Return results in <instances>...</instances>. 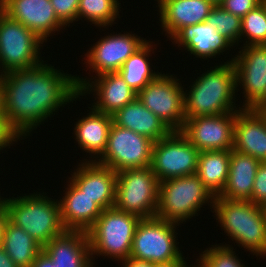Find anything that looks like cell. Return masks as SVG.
I'll list each match as a JSON object with an SVG mask.
<instances>
[{"label":"cell","mask_w":266,"mask_h":267,"mask_svg":"<svg viewBox=\"0 0 266 267\" xmlns=\"http://www.w3.org/2000/svg\"><path fill=\"white\" fill-rule=\"evenodd\" d=\"M240 39L247 37L243 46L266 44V0L241 18Z\"/></svg>","instance_id":"4dcf8cb0"},{"label":"cell","mask_w":266,"mask_h":267,"mask_svg":"<svg viewBox=\"0 0 266 267\" xmlns=\"http://www.w3.org/2000/svg\"><path fill=\"white\" fill-rule=\"evenodd\" d=\"M90 111L85 117L75 123L74 134L78 147L89 153L92 159L85 161H96L100 158L106 147L110 128L113 124V116L96 111L89 107ZM93 154V155H92ZM94 159V160H93Z\"/></svg>","instance_id":"cb8c5ba5"},{"label":"cell","mask_w":266,"mask_h":267,"mask_svg":"<svg viewBox=\"0 0 266 267\" xmlns=\"http://www.w3.org/2000/svg\"><path fill=\"white\" fill-rule=\"evenodd\" d=\"M4 1H6V0H0V6H1V4H2Z\"/></svg>","instance_id":"f6af8a7d"},{"label":"cell","mask_w":266,"mask_h":267,"mask_svg":"<svg viewBox=\"0 0 266 267\" xmlns=\"http://www.w3.org/2000/svg\"><path fill=\"white\" fill-rule=\"evenodd\" d=\"M147 40L140 36L126 32L112 33L99 39L84 55L86 67L96 76L108 72H117L123 63L137 51Z\"/></svg>","instance_id":"9a60e30c"},{"label":"cell","mask_w":266,"mask_h":267,"mask_svg":"<svg viewBox=\"0 0 266 267\" xmlns=\"http://www.w3.org/2000/svg\"><path fill=\"white\" fill-rule=\"evenodd\" d=\"M210 209L224 233L239 247L253 255L266 256V221L261 205L216 196Z\"/></svg>","instance_id":"3957f363"},{"label":"cell","mask_w":266,"mask_h":267,"mask_svg":"<svg viewBox=\"0 0 266 267\" xmlns=\"http://www.w3.org/2000/svg\"><path fill=\"white\" fill-rule=\"evenodd\" d=\"M250 201L261 206L266 202V161L259 164Z\"/></svg>","instance_id":"e575fe53"},{"label":"cell","mask_w":266,"mask_h":267,"mask_svg":"<svg viewBox=\"0 0 266 267\" xmlns=\"http://www.w3.org/2000/svg\"><path fill=\"white\" fill-rule=\"evenodd\" d=\"M64 196L59 200L60 217L66 231L88 232L102 213V209L68 180ZM70 183V184H69Z\"/></svg>","instance_id":"7402d4cb"},{"label":"cell","mask_w":266,"mask_h":267,"mask_svg":"<svg viewBox=\"0 0 266 267\" xmlns=\"http://www.w3.org/2000/svg\"><path fill=\"white\" fill-rule=\"evenodd\" d=\"M213 247L206 248L200 254L199 258L196 260L197 267H247L241 263L235 251H233L232 245H211Z\"/></svg>","instance_id":"d6a6232c"},{"label":"cell","mask_w":266,"mask_h":267,"mask_svg":"<svg viewBox=\"0 0 266 267\" xmlns=\"http://www.w3.org/2000/svg\"><path fill=\"white\" fill-rule=\"evenodd\" d=\"M141 218L113 208L105 209L87 232L92 261L104 256L121 261L130 257L132 241ZM95 255V256H94Z\"/></svg>","instance_id":"8992f818"},{"label":"cell","mask_w":266,"mask_h":267,"mask_svg":"<svg viewBox=\"0 0 266 267\" xmlns=\"http://www.w3.org/2000/svg\"><path fill=\"white\" fill-rule=\"evenodd\" d=\"M119 0H80L77 12L78 20H87L97 27H112L119 16ZM89 20V21H88Z\"/></svg>","instance_id":"f546056e"},{"label":"cell","mask_w":266,"mask_h":267,"mask_svg":"<svg viewBox=\"0 0 266 267\" xmlns=\"http://www.w3.org/2000/svg\"><path fill=\"white\" fill-rule=\"evenodd\" d=\"M159 183L150 166L117 172L114 208L141 219L156 217Z\"/></svg>","instance_id":"52a82bcc"},{"label":"cell","mask_w":266,"mask_h":267,"mask_svg":"<svg viewBox=\"0 0 266 267\" xmlns=\"http://www.w3.org/2000/svg\"><path fill=\"white\" fill-rule=\"evenodd\" d=\"M80 162L68 179L102 209L114 207L116 172L96 161Z\"/></svg>","instance_id":"ac0fdd59"},{"label":"cell","mask_w":266,"mask_h":267,"mask_svg":"<svg viewBox=\"0 0 266 267\" xmlns=\"http://www.w3.org/2000/svg\"><path fill=\"white\" fill-rule=\"evenodd\" d=\"M186 260H171L168 262L155 263L154 267H187Z\"/></svg>","instance_id":"b9f144b4"},{"label":"cell","mask_w":266,"mask_h":267,"mask_svg":"<svg viewBox=\"0 0 266 267\" xmlns=\"http://www.w3.org/2000/svg\"><path fill=\"white\" fill-rule=\"evenodd\" d=\"M263 1L264 0H223L220 7L233 15L243 18Z\"/></svg>","instance_id":"d590c367"},{"label":"cell","mask_w":266,"mask_h":267,"mask_svg":"<svg viewBox=\"0 0 266 267\" xmlns=\"http://www.w3.org/2000/svg\"><path fill=\"white\" fill-rule=\"evenodd\" d=\"M1 247L18 267H31L43 247L23 228L6 222Z\"/></svg>","instance_id":"83f0119b"},{"label":"cell","mask_w":266,"mask_h":267,"mask_svg":"<svg viewBox=\"0 0 266 267\" xmlns=\"http://www.w3.org/2000/svg\"><path fill=\"white\" fill-rule=\"evenodd\" d=\"M214 198L196 174L167 179L159 183L156 217L181 225L203 205L213 206Z\"/></svg>","instance_id":"5b68a950"},{"label":"cell","mask_w":266,"mask_h":267,"mask_svg":"<svg viewBox=\"0 0 266 267\" xmlns=\"http://www.w3.org/2000/svg\"><path fill=\"white\" fill-rule=\"evenodd\" d=\"M119 262L123 267H154L155 264L150 261L140 260L132 257L121 260Z\"/></svg>","instance_id":"f35d334b"},{"label":"cell","mask_w":266,"mask_h":267,"mask_svg":"<svg viewBox=\"0 0 266 267\" xmlns=\"http://www.w3.org/2000/svg\"><path fill=\"white\" fill-rule=\"evenodd\" d=\"M92 77L93 75L89 80V78H80L76 75V84L80 96L94 93V100H98L94 101L91 107L98 112L113 115L137 97V93L118 72H108Z\"/></svg>","instance_id":"2e32d148"},{"label":"cell","mask_w":266,"mask_h":267,"mask_svg":"<svg viewBox=\"0 0 266 267\" xmlns=\"http://www.w3.org/2000/svg\"><path fill=\"white\" fill-rule=\"evenodd\" d=\"M154 142L114 122L110 128L107 147L97 163L114 172L151 165Z\"/></svg>","instance_id":"7c38bea8"},{"label":"cell","mask_w":266,"mask_h":267,"mask_svg":"<svg viewBox=\"0 0 266 267\" xmlns=\"http://www.w3.org/2000/svg\"><path fill=\"white\" fill-rule=\"evenodd\" d=\"M233 149L266 161V109L237 111Z\"/></svg>","instance_id":"d6986e66"},{"label":"cell","mask_w":266,"mask_h":267,"mask_svg":"<svg viewBox=\"0 0 266 267\" xmlns=\"http://www.w3.org/2000/svg\"><path fill=\"white\" fill-rule=\"evenodd\" d=\"M171 40L173 44H178L180 49L182 47L190 52L189 54L206 60L215 58L220 53L223 55V52L234 46L206 22L183 27Z\"/></svg>","instance_id":"44dd1931"},{"label":"cell","mask_w":266,"mask_h":267,"mask_svg":"<svg viewBox=\"0 0 266 267\" xmlns=\"http://www.w3.org/2000/svg\"><path fill=\"white\" fill-rule=\"evenodd\" d=\"M231 150L201 151L196 175L204 186L216 197L224 190L229 172Z\"/></svg>","instance_id":"4316f807"},{"label":"cell","mask_w":266,"mask_h":267,"mask_svg":"<svg viewBox=\"0 0 266 267\" xmlns=\"http://www.w3.org/2000/svg\"><path fill=\"white\" fill-rule=\"evenodd\" d=\"M80 0H50L53 5L55 15L66 27L77 22V12Z\"/></svg>","instance_id":"836d02e7"},{"label":"cell","mask_w":266,"mask_h":267,"mask_svg":"<svg viewBox=\"0 0 266 267\" xmlns=\"http://www.w3.org/2000/svg\"><path fill=\"white\" fill-rule=\"evenodd\" d=\"M206 23L214 27L220 35L224 36L233 45L236 46L241 42V18L225 11L220 5L211 9Z\"/></svg>","instance_id":"1f68e13d"},{"label":"cell","mask_w":266,"mask_h":267,"mask_svg":"<svg viewBox=\"0 0 266 267\" xmlns=\"http://www.w3.org/2000/svg\"><path fill=\"white\" fill-rule=\"evenodd\" d=\"M264 216H265V221H266V202L262 205Z\"/></svg>","instance_id":"ee69618b"},{"label":"cell","mask_w":266,"mask_h":267,"mask_svg":"<svg viewBox=\"0 0 266 267\" xmlns=\"http://www.w3.org/2000/svg\"><path fill=\"white\" fill-rule=\"evenodd\" d=\"M237 111L186 118L181 132L200 152L231 150L234 143V125Z\"/></svg>","instance_id":"5bb4252c"},{"label":"cell","mask_w":266,"mask_h":267,"mask_svg":"<svg viewBox=\"0 0 266 267\" xmlns=\"http://www.w3.org/2000/svg\"><path fill=\"white\" fill-rule=\"evenodd\" d=\"M159 21L170 39L183 27L206 22L214 5L208 0H161Z\"/></svg>","instance_id":"ffe728a7"},{"label":"cell","mask_w":266,"mask_h":267,"mask_svg":"<svg viewBox=\"0 0 266 267\" xmlns=\"http://www.w3.org/2000/svg\"><path fill=\"white\" fill-rule=\"evenodd\" d=\"M7 221H8V214L6 207L0 201V247L2 244L3 232Z\"/></svg>","instance_id":"ab89813d"},{"label":"cell","mask_w":266,"mask_h":267,"mask_svg":"<svg viewBox=\"0 0 266 267\" xmlns=\"http://www.w3.org/2000/svg\"><path fill=\"white\" fill-rule=\"evenodd\" d=\"M231 60L236 85L243 88L242 109H266V45L243 46Z\"/></svg>","instance_id":"4fadbf2b"},{"label":"cell","mask_w":266,"mask_h":267,"mask_svg":"<svg viewBox=\"0 0 266 267\" xmlns=\"http://www.w3.org/2000/svg\"><path fill=\"white\" fill-rule=\"evenodd\" d=\"M173 75L160 73L137 94V98L171 131H181L186 120L184 87Z\"/></svg>","instance_id":"8fae6325"},{"label":"cell","mask_w":266,"mask_h":267,"mask_svg":"<svg viewBox=\"0 0 266 267\" xmlns=\"http://www.w3.org/2000/svg\"><path fill=\"white\" fill-rule=\"evenodd\" d=\"M260 162L248 154L231 149L228 180L219 197L228 200L250 201Z\"/></svg>","instance_id":"484cf974"},{"label":"cell","mask_w":266,"mask_h":267,"mask_svg":"<svg viewBox=\"0 0 266 267\" xmlns=\"http://www.w3.org/2000/svg\"><path fill=\"white\" fill-rule=\"evenodd\" d=\"M31 267H57L55 264L52 262V259L50 256L42 250L32 263Z\"/></svg>","instance_id":"74e56055"},{"label":"cell","mask_w":266,"mask_h":267,"mask_svg":"<svg viewBox=\"0 0 266 267\" xmlns=\"http://www.w3.org/2000/svg\"><path fill=\"white\" fill-rule=\"evenodd\" d=\"M214 67L197 77L190 84L189 91H184L186 118L213 116L242 109L235 106V93L239 88L233 61L227 60Z\"/></svg>","instance_id":"7a4b0ae2"},{"label":"cell","mask_w":266,"mask_h":267,"mask_svg":"<svg viewBox=\"0 0 266 267\" xmlns=\"http://www.w3.org/2000/svg\"><path fill=\"white\" fill-rule=\"evenodd\" d=\"M152 42L147 40L117 71L137 94L161 73L153 72L148 61L155 46Z\"/></svg>","instance_id":"f1b7e54d"},{"label":"cell","mask_w":266,"mask_h":267,"mask_svg":"<svg viewBox=\"0 0 266 267\" xmlns=\"http://www.w3.org/2000/svg\"><path fill=\"white\" fill-rule=\"evenodd\" d=\"M200 151L181 131L154 142L151 169L159 182L196 174Z\"/></svg>","instance_id":"30bf717a"},{"label":"cell","mask_w":266,"mask_h":267,"mask_svg":"<svg viewBox=\"0 0 266 267\" xmlns=\"http://www.w3.org/2000/svg\"><path fill=\"white\" fill-rule=\"evenodd\" d=\"M0 9L10 18L16 20L35 32L43 41L65 26L55 15L50 0H6Z\"/></svg>","instance_id":"e0dca14e"},{"label":"cell","mask_w":266,"mask_h":267,"mask_svg":"<svg viewBox=\"0 0 266 267\" xmlns=\"http://www.w3.org/2000/svg\"><path fill=\"white\" fill-rule=\"evenodd\" d=\"M0 267H18L2 247H0Z\"/></svg>","instance_id":"60d3db41"},{"label":"cell","mask_w":266,"mask_h":267,"mask_svg":"<svg viewBox=\"0 0 266 267\" xmlns=\"http://www.w3.org/2000/svg\"><path fill=\"white\" fill-rule=\"evenodd\" d=\"M43 250L57 267H94L88 234L84 231H65L50 240Z\"/></svg>","instance_id":"603a6c76"},{"label":"cell","mask_w":266,"mask_h":267,"mask_svg":"<svg viewBox=\"0 0 266 267\" xmlns=\"http://www.w3.org/2000/svg\"><path fill=\"white\" fill-rule=\"evenodd\" d=\"M113 122L143 135L153 142L166 137L170 128L136 97L113 115Z\"/></svg>","instance_id":"d4e9b609"},{"label":"cell","mask_w":266,"mask_h":267,"mask_svg":"<svg viewBox=\"0 0 266 267\" xmlns=\"http://www.w3.org/2000/svg\"><path fill=\"white\" fill-rule=\"evenodd\" d=\"M47 193H30L29 195L1 198L8 214V220L23 228L42 247L50 240L62 235L64 228L58 199L54 200ZM52 199V200H51Z\"/></svg>","instance_id":"277c9868"},{"label":"cell","mask_w":266,"mask_h":267,"mask_svg":"<svg viewBox=\"0 0 266 267\" xmlns=\"http://www.w3.org/2000/svg\"><path fill=\"white\" fill-rule=\"evenodd\" d=\"M43 43L35 32L0 9V76L44 62L40 58Z\"/></svg>","instance_id":"ba28073f"},{"label":"cell","mask_w":266,"mask_h":267,"mask_svg":"<svg viewBox=\"0 0 266 267\" xmlns=\"http://www.w3.org/2000/svg\"><path fill=\"white\" fill-rule=\"evenodd\" d=\"M208 1H210L214 6H216V5H220L223 0H208Z\"/></svg>","instance_id":"7bdbcfd3"},{"label":"cell","mask_w":266,"mask_h":267,"mask_svg":"<svg viewBox=\"0 0 266 267\" xmlns=\"http://www.w3.org/2000/svg\"><path fill=\"white\" fill-rule=\"evenodd\" d=\"M45 62L0 76V110L23 140L60 107L80 99L76 76Z\"/></svg>","instance_id":"6da1fadb"},{"label":"cell","mask_w":266,"mask_h":267,"mask_svg":"<svg viewBox=\"0 0 266 267\" xmlns=\"http://www.w3.org/2000/svg\"><path fill=\"white\" fill-rule=\"evenodd\" d=\"M177 226L158 217L142 218L135 230L130 257L152 263L185 260L177 246Z\"/></svg>","instance_id":"9c48e42d"},{"label":"cell","mask_w":266,"mask_h":267,"mask_svg":"<svg viewBox=\"0 0 266 267\" xmlns=\"http://www.w3.org/2000/svg\"><path fill=\"white\" fill-rule=\"evenodd\" d=\"M20 139V136L10 127L0 110V151L8 146L10 148L15 144L14 142L20 141Z\"/></svg>","instance_id":"8d00e7d4"}]
</instances>
